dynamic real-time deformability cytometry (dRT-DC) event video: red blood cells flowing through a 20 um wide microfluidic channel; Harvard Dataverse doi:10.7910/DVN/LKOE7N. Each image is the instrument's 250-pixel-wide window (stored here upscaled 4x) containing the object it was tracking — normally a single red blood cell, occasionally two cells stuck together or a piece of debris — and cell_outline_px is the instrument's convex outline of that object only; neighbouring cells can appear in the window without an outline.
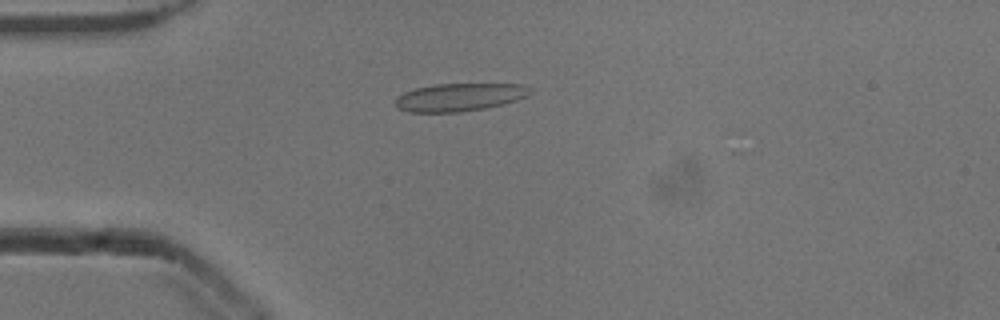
{"species": "common noctule bat (a hibernating species)", "species_latin": "Nyctalus noctula", "temperature_condition": "cold", "stored_images_in_passage": 53, "camera_frame_rate_fps": 3000, "um_per_image_px": 0.085, "animal": {"sex": "male", "body_mass_g": 13.3}, "frame": {"image": 1, "passage_image": 14, "time_ms": 4.333, "image_size_px": [1000, 320], "cell_outline_px": [[532, 92], [528, 96], [516, 100], [484, 108], [460, 112], [408, 112], [396, 108], [396, 96], [404, 92], [416, 88], [436, 84], [524, 84], [532, 88]], "centroid_in_image_um": [39.05, 8.25], "position_along_channel_um": 45.9, "area_um2": 21.91}}
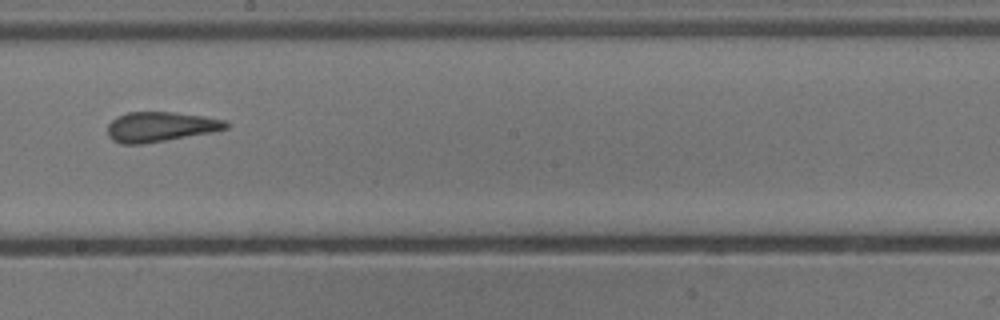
{"frame": {"image": 2, "passage_image": 30, "time_ms": 9.667, "image_size_px": [1000, 320], "cell_outline_px": [[232, 124], [228, 128], [212, 132], [144, 144], [120, 144], [112, 140], [108, 136], [108, 124], [116, 116], [128, 112], [172, 112], [204, 116], [224, 120]], "centroid_in_image_um": [13.63, 10.78], "position_along_channel_um": 234.6, "area_um2": 20.75}}
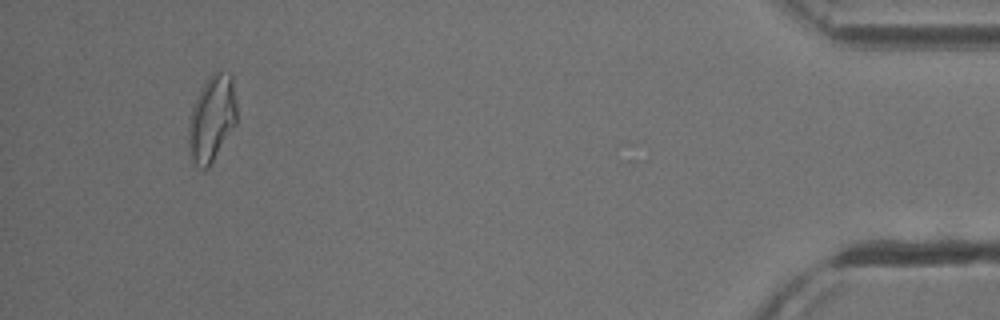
{"frame": {"image": 3, "passage_image": 50, "time_ms": 16.333, "image_size_px": [1000, 320], "cell_outline_px": [[236, 124], [208, 168], [200, 168], [192, 164], [188, 140], [188, 124], [192, 104], [200, 88], [208, 76], [212, 72], [228, 72], [232, 76], [236, 104]], "centroid_in_image_um": [17.98, 10.06], "position_along_channel_um": 417.2, "area_um2": 24.45}, "authors_computed_cell_mechanics": {"area_um2": 21.9062, "velocity_mm_per_s": 3.8543, "shape_relaxation_time_tau1_ms": null, "shape_relaxation_time_tau2_ms": 1.7202, "deformation_change_tau1": null, "deformation_change_tau2": 0.0725}}